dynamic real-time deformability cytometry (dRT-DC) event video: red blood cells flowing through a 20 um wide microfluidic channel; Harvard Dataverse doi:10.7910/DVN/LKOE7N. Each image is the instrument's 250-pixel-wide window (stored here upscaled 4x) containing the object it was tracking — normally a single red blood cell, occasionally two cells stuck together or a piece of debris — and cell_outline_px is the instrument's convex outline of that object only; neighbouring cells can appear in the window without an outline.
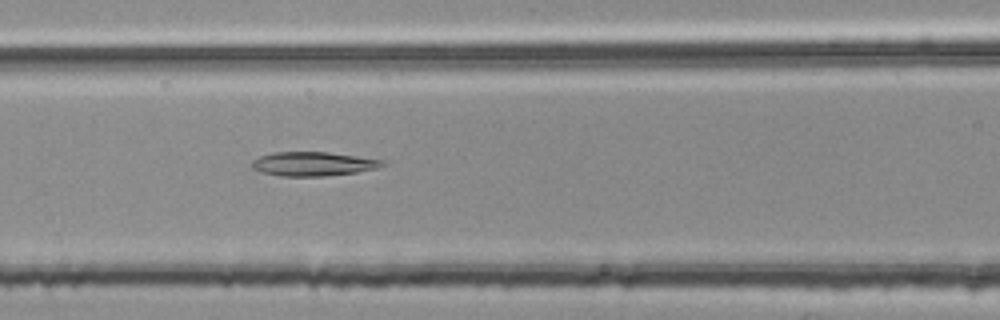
{"species": "common noctule bat (a hibernating species)", "species_latin": "Nyctalus noctula", "temperature_condition": "room temperature", "stored_images_in_passage": 54, "segment_of_instrument_passage": [2, 2], "camera_frame_rate_fps": 3000, "um_per_image_px": 0.085, "animal": {"sex": "female", "body_mass_g": 25.1}, "frame": {"image": 1, "passage_image": 23, "time_ms": 7.333, "image_size_px": [1000, 320], "cell_outline_px": [[388, 164], [380, 168], [356, 172], [324, 176], [280, 176], [260, 172], [252, 168], [252, 160], [260, 156], [276, 152], [328, 152], [384, 160]], "centroid_in_image_um": [26.65, 13.93], "position_along_channel_um": 140.0, "area_um2": 18.38}}
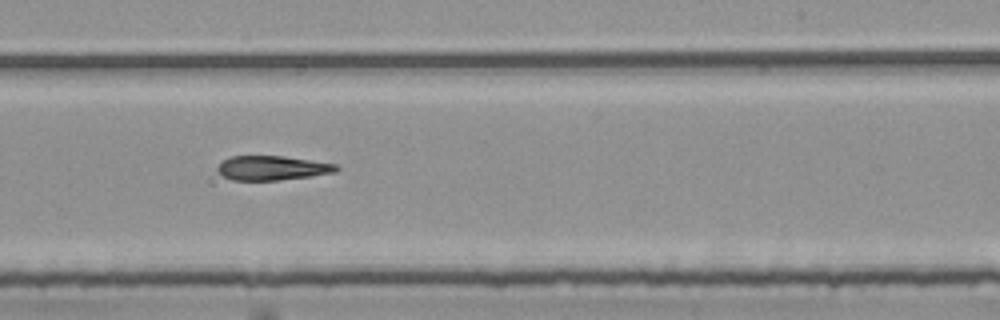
{"frame": {"image": 2, "passage_image": 33, "time_ms": 10.667, "image_size_px": [1000, 320], "cell_outline_px": [[340, 168], [336, 172], [312, 176], [280, 180], [232, 180], [224, 176], [216, 168], [228, 156], [284, 156], [336, 164]], "centroid_in_image_um": [23.16, 14.28], "position_along_channel_um": 265.8, "area_um2": 16.82}}
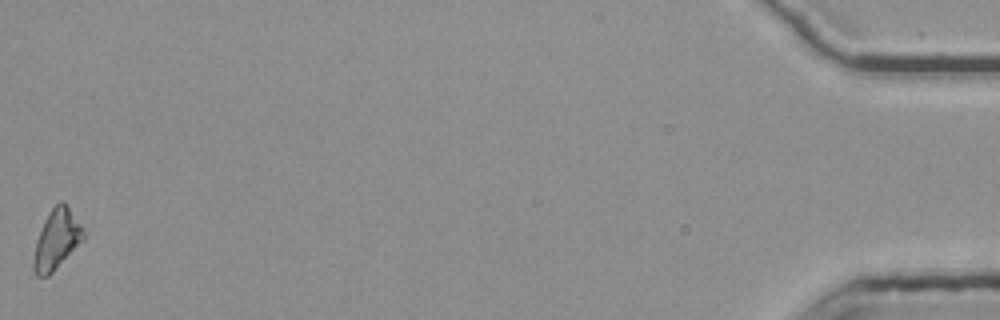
{"frame": {"image": 3, "passage_image": 54, "time_ms": 17.667, "image_size_px": [1000, 320], "cell_outline_px": [[84, 240], [48, 276], [36, 276], [32, 268], [32, 260], [36, 240], [44, 220], [48, 212], [60, 200], [64, 200], [84, 228]], "centroid_in_image_um": [4.8, 20.33], "position_along_channel_um": 430.4, "area_um2": 17.57}}